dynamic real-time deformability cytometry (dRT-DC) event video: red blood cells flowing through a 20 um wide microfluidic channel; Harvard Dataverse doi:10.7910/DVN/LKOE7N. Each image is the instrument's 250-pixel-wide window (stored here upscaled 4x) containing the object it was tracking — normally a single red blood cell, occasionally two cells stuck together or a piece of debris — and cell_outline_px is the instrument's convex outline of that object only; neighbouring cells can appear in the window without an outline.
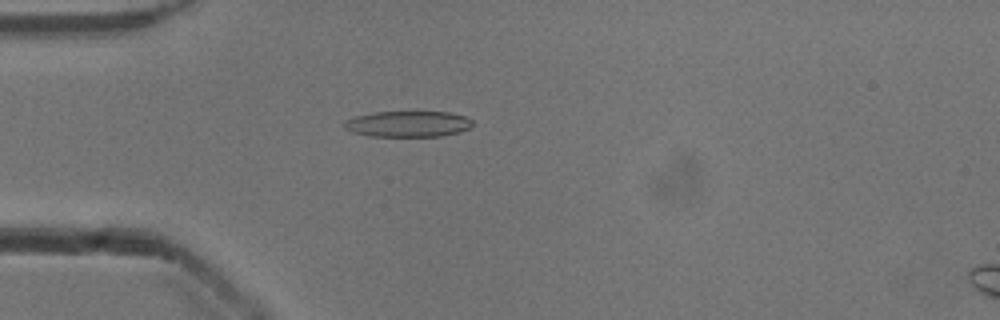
{"species": "common noctule bat (a hibernating species)", "species_latin": "Nyctalus noctula", "temperature_condition": "cold", "stored_images_in_passage": 52, "camera_frame_rate_fps": 3000, "um_per_image_px": 0.085, "animal": {"sex": "male", "body_mass_g": 13.3}, "frame": {"image": 1, "passage_image": 15, "time_ms": 4.667, "image_size_px": [1000, 320], "cell_outline_px": [[472, 124], [468, 128], [460, 132], [440, 136], [368, 136], [352, 132], [344, 128], [344, 120], [356, 116], [372, 112], [416, 108], [448, 112], [464, 116], [472, 120]], "centroid_in_image_um": [34.66, 10.47], "position_along_channel_um": 50.3, "area_um2": 20.46}}
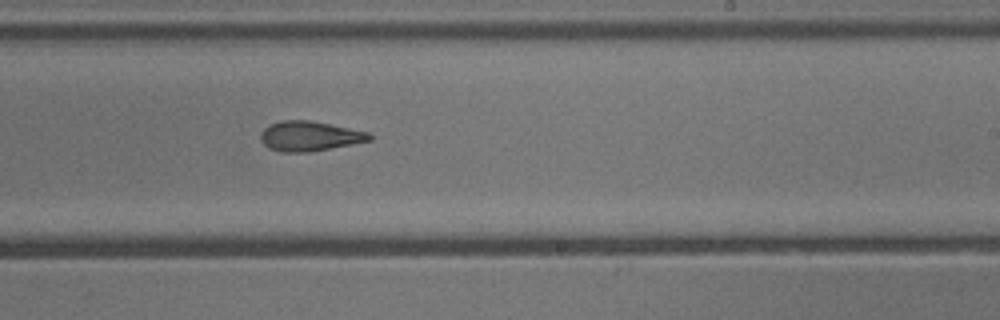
{"frame": {"image": 2, "passage_image": 32, "time_ms": 10.333, "image_size_px": [1000, 320], "cell_outline_px": [[372, 140], [352, 144], [308, 152], [280, 152], [268, 148], [260, 140], [260, 136], [264, 128], [280, 120], [308, 120], [368, 132], [372, 136]], "centroid_in_image_um": [26.28, 11.58], "position_along_channel_um": 262.7, "area_um2": 18.73}}
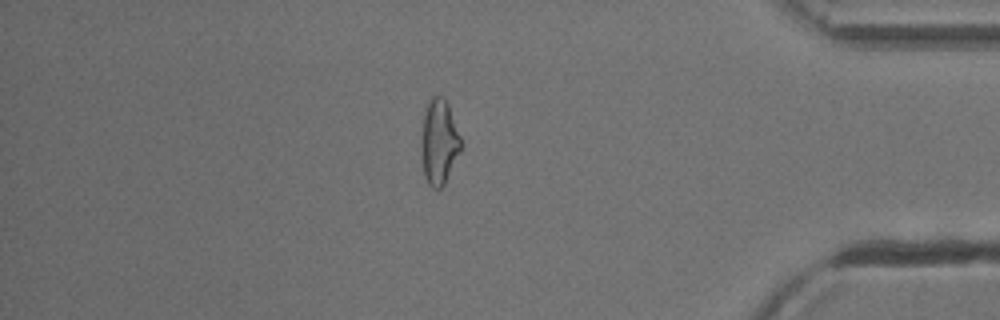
{"frame": {"image": 3, "passage_image": 45, "time_ms": 14.667, "image_size_px": [1000, 320], "cell_outline_px": [[460, 152], [444, 184], [440, 188], [432, 188], [428, 184], [424, 176], [420, 152], [420, 136], [424, 112], [428, 100], [432, 96], [444, 96], [448, 104], [460, 136]], "centroid_in_image_um": [37.27, 12.05], "position_along_channel_um": 397.9, "area_um2": 19.88}, "authors_computed_cell_mechanics": {"area_um2": 19.652, "velocity_mm_per_s": 3.938, "shape_relaxation_time_tau1_ms": null, "shape_relaxation_time_tau2_ms": 4.1963, "deformation_change_tau1": null, "deformation_change_tau2": 0.1464}}